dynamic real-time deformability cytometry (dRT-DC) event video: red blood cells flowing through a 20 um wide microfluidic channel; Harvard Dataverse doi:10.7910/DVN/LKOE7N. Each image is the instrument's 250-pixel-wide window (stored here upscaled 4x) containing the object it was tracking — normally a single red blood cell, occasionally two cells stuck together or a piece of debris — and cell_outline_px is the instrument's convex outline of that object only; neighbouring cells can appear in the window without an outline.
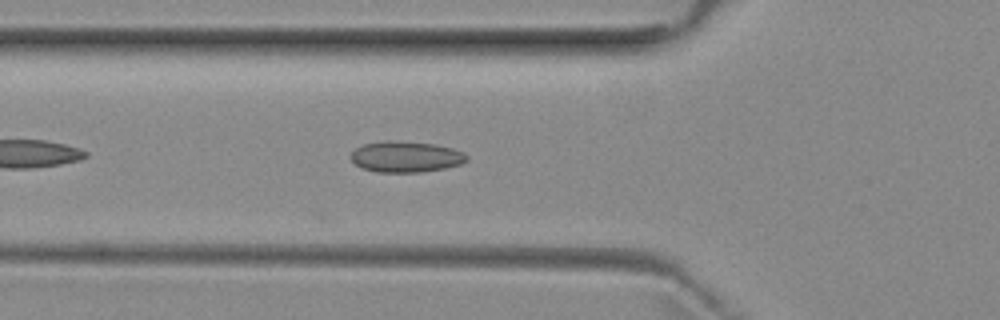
{"species": "common noctule bat (a hibernating species)", "species_latin": "Nyctalus noctula", "temperature_condition": "room temperature", "stored_images_in_passage": 33, "camera_frame_rate_fps": 3000, "um_per_image_px": 0.085, "animal": {"sex": "female", "body_mass_g": 29.2, "forearm_length_mm": 56.3}, "frame": {"image": 1, "passage_image": 3, "time_ms": 0.667, "image_size_px": [1000, 320], "cell_outline_px": [[468, 160], [460, 164], [444, 168], [420, 172], [376, 172], [364, 168], [356, 164], [348, 156], [356, 148], [364, 144], [388, 140], [436, 144], [452, 148], [464, 152], [468, 156]], "centroid_in_image_um": [34.5, 13.32], "position_along_channel_um": 91.3, "area_um2": 20.87}}
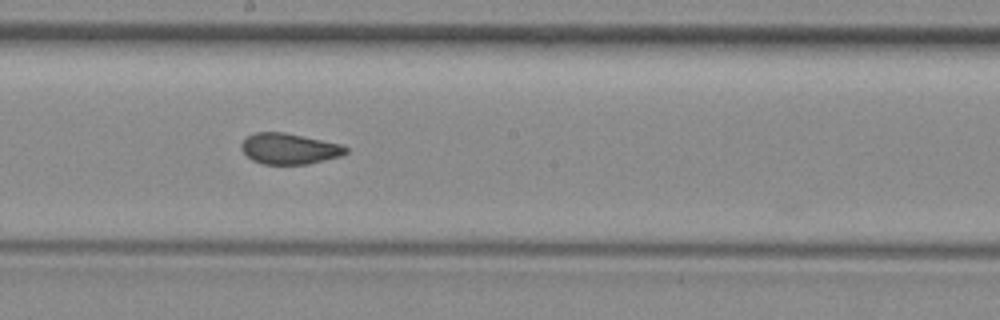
{"frame": {"image": 2, "passage_image": 13, "time_ms": 4.0, "image_size_px": [1000, 320], "cell_outline_px": [[348, 152], [340, 156], [308, 164], [264, 164], [252, 160], [240, 148], [240, 144], [248, 136], [256, 132], [284, 132], [340, 144], [348, 148]], "centroid_in_image_um": [24.57, 12.64], "position_along_channel_um": 223.6, "area_um2": 18.61}}
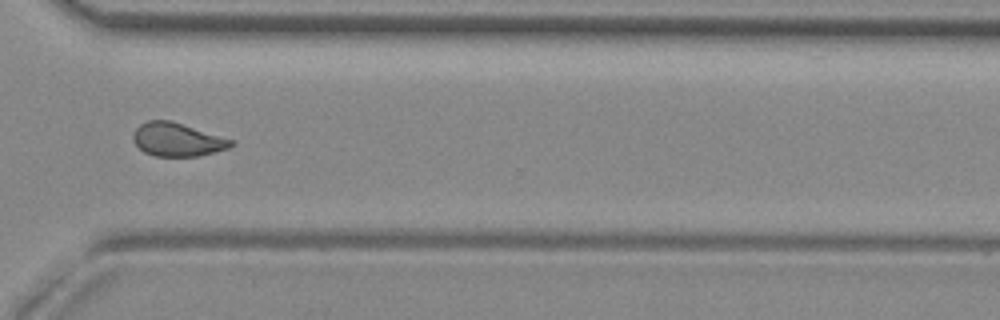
{"frame": {"image": 3, "passage_image": 23, "time_ms": 7.333, "image_size_px": [1000, 320], "cell_outline_px": [[236, 144], [228, 148], [200, 156], [156, 156], [144, 152], [132, 140], [132, 136], [136, 128], [140, 124], [148, 120], [172, 120], [236, 140]], "centroid_in_image_um": [15.11, 11.85], "position_along_channel_um": 355.5, "area_um2": 19.36}}